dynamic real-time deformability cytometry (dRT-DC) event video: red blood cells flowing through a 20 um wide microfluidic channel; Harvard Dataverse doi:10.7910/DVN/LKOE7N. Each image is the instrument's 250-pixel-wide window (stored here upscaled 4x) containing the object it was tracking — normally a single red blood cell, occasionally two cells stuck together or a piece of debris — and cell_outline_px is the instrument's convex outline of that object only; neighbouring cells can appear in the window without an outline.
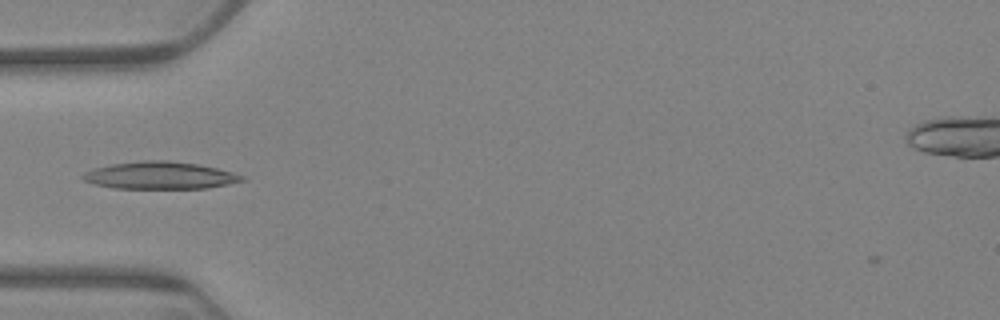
{"species": "Egyptian fruit bat (a non-hibernating species)", "species_latin": "Rousettus aegyptiacus", "temperature_condition": "warm", "stored_images_in_passage": 35, "camera_frame_rate_fps": 3000, "um_per_image_px": 0.085, "animal": {"sex": "female"}, "frame": {"image": 1, "passage_image": 1, "time_ms": 0.0, "image_size_px": [1000, 320], "cell_outline_px": [[244, 180], [208, 188], [112, 188], [92, 184], [84, 180], [80, 176], [84, 172], [92, 168], [112, 164], [140, 160], [168, 160], [200, 164], [232, 172], [244, 176]], "centroid_in_image_um": [13.53, 14.9], "position_along_channel_um": 71.5, "area_um2": 25.43}}
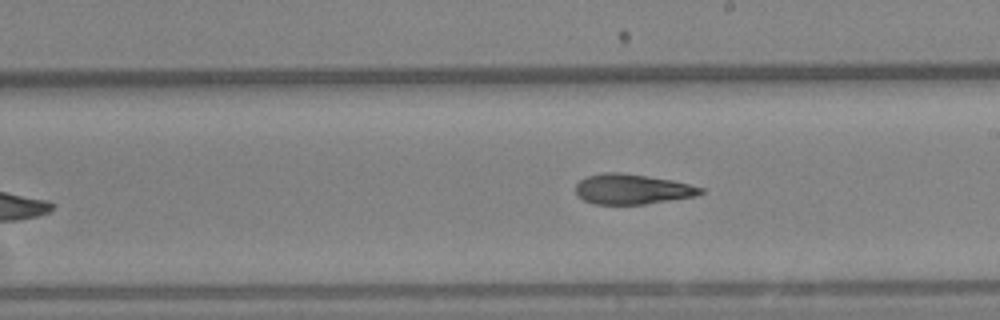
{"frame": {"image": 2, "passage_image": 16, "time_ms": 5.0, "image_size_px": [1000, 320], "cell_outline_px": [[704, 192], [696, 196], [644, 204], [592, 204], [584, 200], [576, 192], [576, 184], [580, 180], [588, 176], [604, 172], [620, 172], [648, 176], [672, 180], [704, 188]], "centroid_in_image_um": [53.74, 16.07], "position_along_channel_um": 235.3, "area_um2": 21.85}}
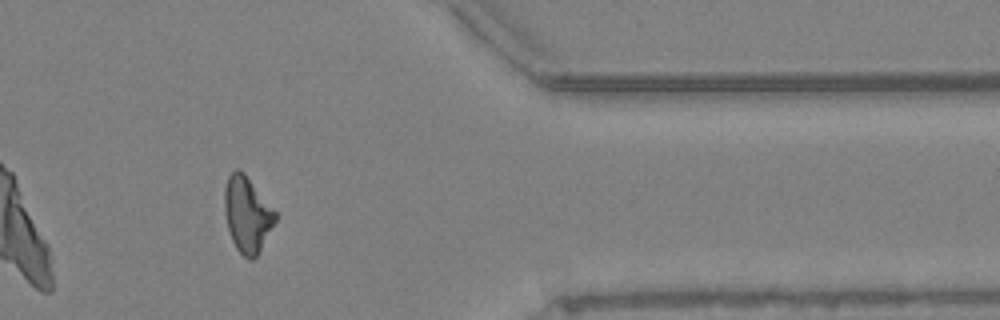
{"frame": {"image": 3, "passage_image": 32, "time_ms": 10.333, "image_size_px": [1000, 320], "cell_outline_px": [[276, 220], [256, 256], [252, 260], [248, 260], [236, 248], [232, 240], [228, 228], [224, 212], [224, 188], [228, 176], [236, 168], [244, 172], [276, 212]], "centroid_in_image_um": [20.99, 18.21], "position_along_channel_um": 390.4, "area_um2": 22.14}}